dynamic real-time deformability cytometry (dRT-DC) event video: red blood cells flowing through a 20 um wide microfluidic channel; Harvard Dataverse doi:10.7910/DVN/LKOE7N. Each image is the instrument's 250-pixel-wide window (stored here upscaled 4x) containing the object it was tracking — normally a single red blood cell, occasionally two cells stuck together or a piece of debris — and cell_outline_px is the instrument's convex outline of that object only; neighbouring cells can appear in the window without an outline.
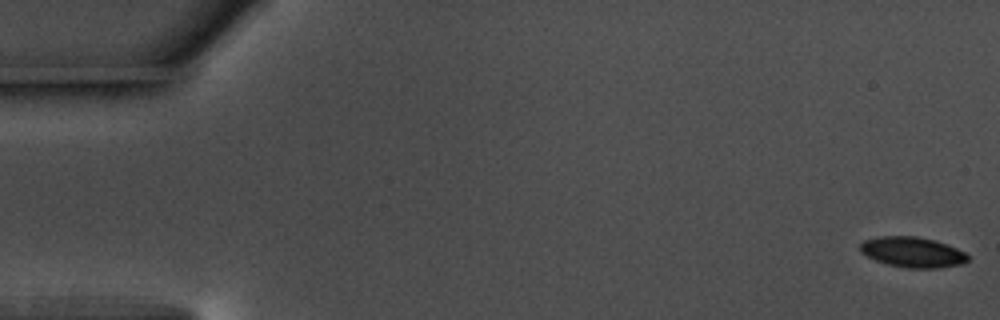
{"species": "common noctule bat (a hibernating species)", "species_latin": "Nyctalus noctula", "temperature_condition": "warm", "stored_images_in_passage": 57, "camera_frame_rate_fps": 3000, "um_per_image_px": 0.085, "animal": {"sex": "male", "body_mass_g": 17.5, "forearm_length_mm": 52.3}, "frame": {"image": 1, "passage_image": 1, "time_ms": 0.0, "image_size_px": [1000, 320], "cell_outline_px": [[968, 260], [960, 264], [936, 268], [908, 268], [888, 264], [876, 260], [860, 252], [860, 244], [864, 240], [880, 236], [916, 236], [936, 240], [956, 248], [964, 252], [968, 256]], "centroid_in_image_um": [77.55, 21.42], "position_along_channel_um": 7.5, "area_um2": 18.9}}
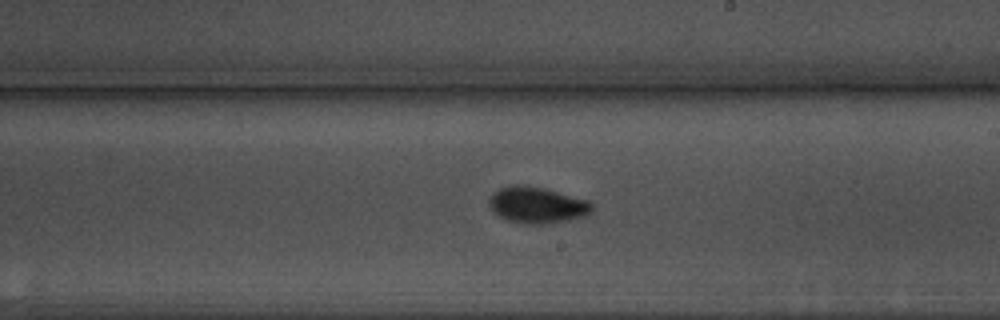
{"frame": {"image": 2, "passage_image": 33, "time_ms": 10.667, "image_size_px": [1000, 320], "cell_outline_px": [[592, 212], [584, 216], [568, 220], [544, 224], [528, 224], [508, 220], [500, 216], [488, 204], [488, 200], [500, 188], [512, 184], [524, 184], [544, 188], [588, 200], [592, 204]], "centroid_in_image_um": [45.67, 17.42], "position_along_channel_um": 243.3, "area_um2": 21.56}}
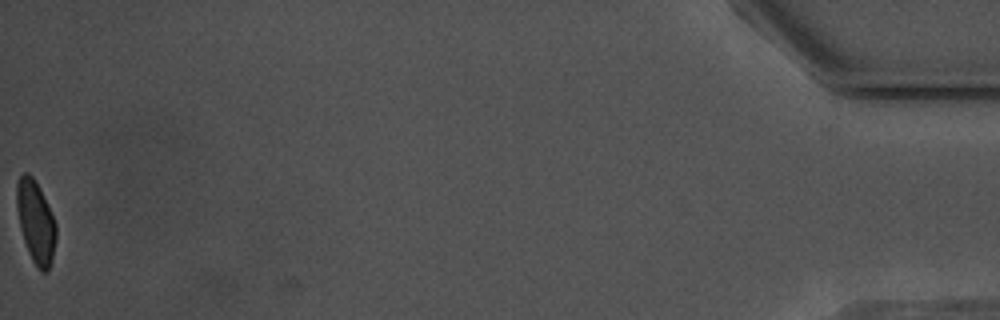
{"frame": {"image": 3, "passage_image": 57, "time_ms": 18.667, "image_size_px": [1000, 320], "cell_outline_px": [[56, 240], [52, 260], [48, 272], [40, 272], [36, 268], [28, 252], [20, 228], [16, 208], [16, 184], [20, 176], [24, 172], [28, 172], [36, 180], [40, 188], [56, 224]], "centroid_in_image_um": [3.03, 18.87], "position_along_channel_um": 432.2, "area_um2": 19.13}, "authors_computed_cell_mechanics": {"area_um2": 19.652, "velocity_mm_per_s": 3.6372, "shape_relaxation_time_tau1_ms": 2.9571, "shape_relaxation_time_tau2_ms": 1.8631, "deformation_change_tau1": 0.1181, "deformation_change_tau2": 0.0615}}